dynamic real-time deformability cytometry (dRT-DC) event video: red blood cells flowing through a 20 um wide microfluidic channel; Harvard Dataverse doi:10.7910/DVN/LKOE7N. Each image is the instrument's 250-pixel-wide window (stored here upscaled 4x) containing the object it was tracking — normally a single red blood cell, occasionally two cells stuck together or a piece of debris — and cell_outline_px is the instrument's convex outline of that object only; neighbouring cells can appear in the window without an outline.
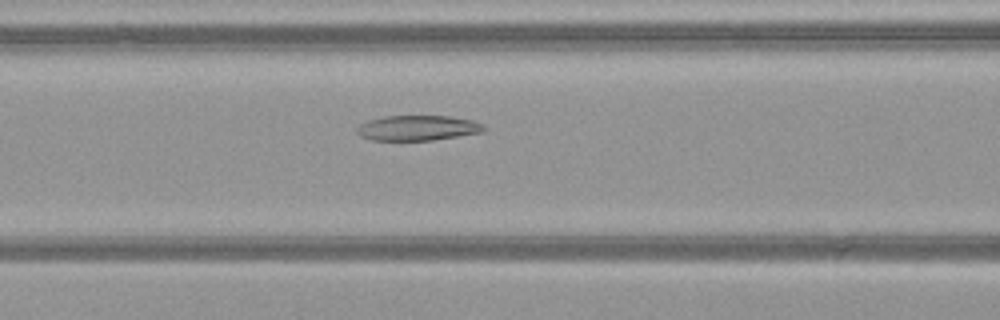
{"species": "common noctule bat (a hibernating species)", "species_latin": "Nyctalus noctula", "temperature_condition": "warm", "stored_images_in_passage": 37, "camera_frame_rate_fps": 3000, "um_per_image_px": 0.085, "animal": {"sex": "female", "body_mass_g": 21.9}, "frame": {"image": 1, "passage_image": 8, "time_ms": 2.333, "image_size_px": [1000, 320], "cell_outline_px": [[484, 132], [432, 140], [372, 140], [360, 136], [356, 132], [356, 128], [360, 124], [368, 120], [384, 116], [448, 116], [472, 120], [484, 124]], "centroid_in_image_um": [35.48, 10.87], "position_along_channel_um": 131.1, "area_um2": 18.61}}
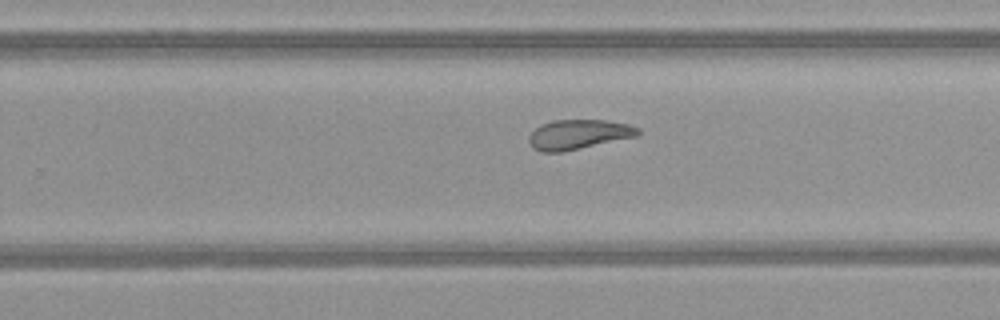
{"frame": {"image": 2, "passage_image": 19, "time_ms": 6.0, "image_size_px": [1000, 320], "cell_outline_px": [[640, 132], [636, 136], [580, 148], [560, 152], [540, 152], [532, 148], [528, 140], [528, 136], [540, 124], [552, 120], [604, 120], [628, 124], [640, 128]], "centroid_in_image_um": [49.12, 11.42], "position_along_channel_um": 280.7, "area_um2": 18.79}}
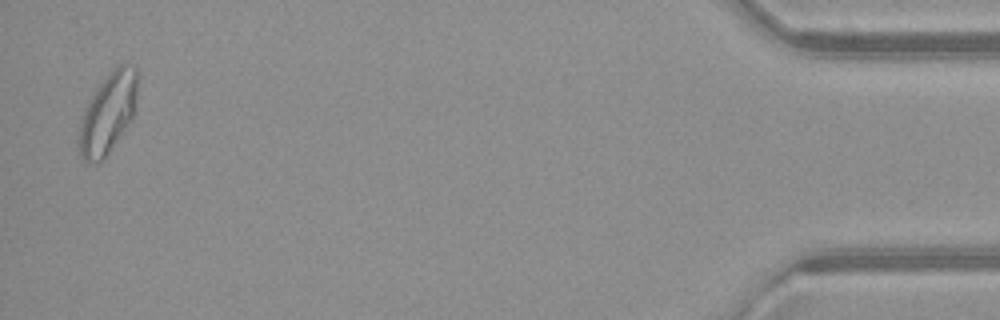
{"frame": {"image": 3, "passage_image": 36, "time_ms": 11.667, "image_size_px": [1000, 320], "cell_outline_px": [[140, 72], [136, 96], [132, 116], [104, 160], [96, 164], [88, 164], [80, 156], [76, 148], [76, 140], [80, 120], [84, 108], [96, 88], [104, 76], [120, 64], [124, 64], [136, 68]], "centroid_in_image_um": [9.12, 9.65], "position_along_channel_um": 426.1, "area_um2": 27.92}, "authors_computed_cell_mechanics": {"area_um2": 19.652, "velocity_mm_per_s": 4.0923, "shape_relaxation_time_tau1_ms": null, "shape_relaxation_time_tau2_ms": 3.436, "deformation_change_tau1": null, "deformation_change_tau2": 0.1145}}